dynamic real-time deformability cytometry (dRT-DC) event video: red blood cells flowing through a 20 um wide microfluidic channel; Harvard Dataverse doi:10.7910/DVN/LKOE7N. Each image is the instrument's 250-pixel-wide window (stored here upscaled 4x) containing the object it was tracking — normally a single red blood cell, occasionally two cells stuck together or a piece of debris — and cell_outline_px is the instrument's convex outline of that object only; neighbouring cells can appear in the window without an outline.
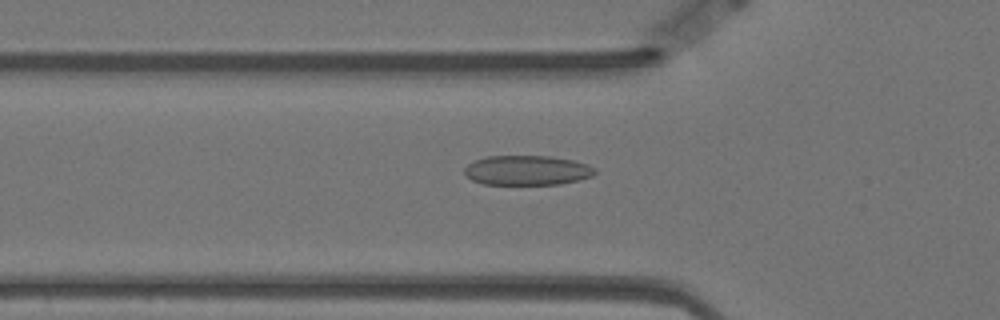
{"species": "Egyptian fruit bat (a non-hibernating species)", "species_latin": "Rousettus aegyptiacus", "temperature_condition": "warm", "stored_images_in_passage": 51, "camera_frame_rate_fps": 3000, "um_per_image_px": 0.085, "animal": {"sex": "female"}, "frame": {"image": 1, "passage_image": 18, "time_ms": 5.667, "image_size_px": [1000, 320], "cell_outline_px": [[596, 172], [592, 176], [580, 180], [560, 184], [484, 184], [472, 180], [464, 172], [464, 168], [468, 164], [476, 160], [488, 156], [548, 156], [572, 160], [588, 164], [596, 168]], "centroid_in_image_um": [44.83, 14.48], "position_along_channel_um": 81.0, "area_um2": 22.54}}
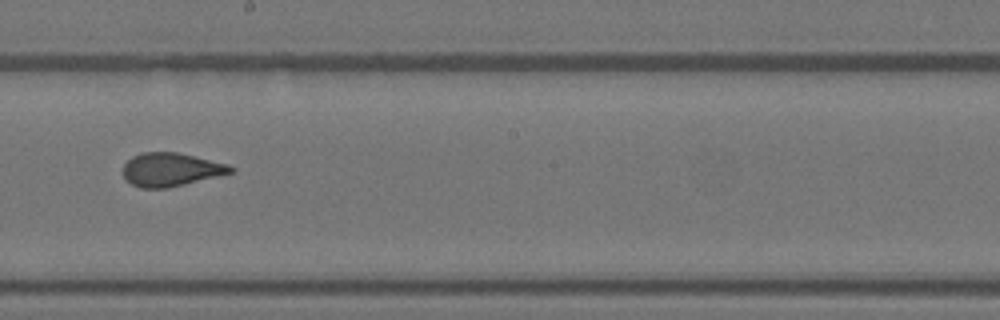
{"frame": {"image": 2, "passage_image": 31, "time_ms": 10.0, "image_size_px": [1000, 320], "cell_outline_px": [[236, 168], [232, 172], [168, 188], [140, 188], [132, 184], [124, 176], [124, 164], [132, 156], [140, 152], [176, 152], [228, 164]], "centroid_in_image_um": [14.5, 14.4], "position_along_channel_um": 233.7, "area_um2": 20.69}}
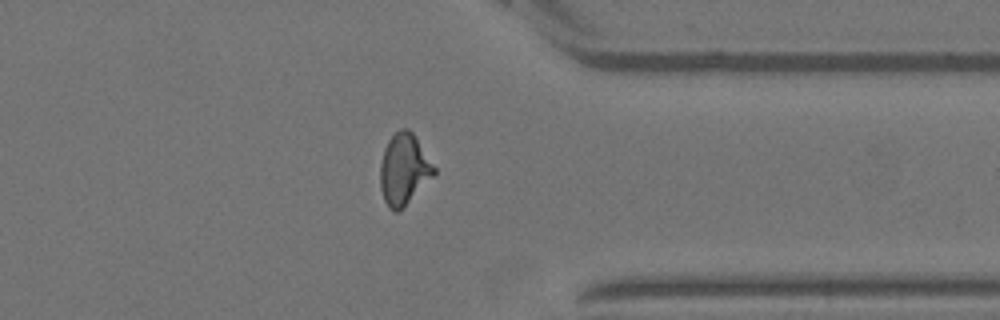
{"frame": {"image": 3, "passage_image": 44, "time_ms": 14.333, "image_size_px": [1000, 320], "cell_outline_px": [[436, 172], [404, 208], [400, 212], [392, 212], [388, 208], [384, 200], [380, 188], [380, 164], [384, 148], [388, 140], [400, 128], [408, 128], [416, 136], [436, 168]], "centroid_in_image_um": [34.32, 14.41], "position_along_channel_um": 377.1, "area_um2": 22.54}, "authors_computed_cell_mechanics": {"area_um2": 21.9062, "velocity_mm_per_s": 3.4936, "shape_relaxation_time_tau1_ms": 4.3355, "shape_relaxation_time_tau2_ms": 1.2021, "deformation_change_tau1": 0.1485, "deformation_change_tau2": 0.0696}}